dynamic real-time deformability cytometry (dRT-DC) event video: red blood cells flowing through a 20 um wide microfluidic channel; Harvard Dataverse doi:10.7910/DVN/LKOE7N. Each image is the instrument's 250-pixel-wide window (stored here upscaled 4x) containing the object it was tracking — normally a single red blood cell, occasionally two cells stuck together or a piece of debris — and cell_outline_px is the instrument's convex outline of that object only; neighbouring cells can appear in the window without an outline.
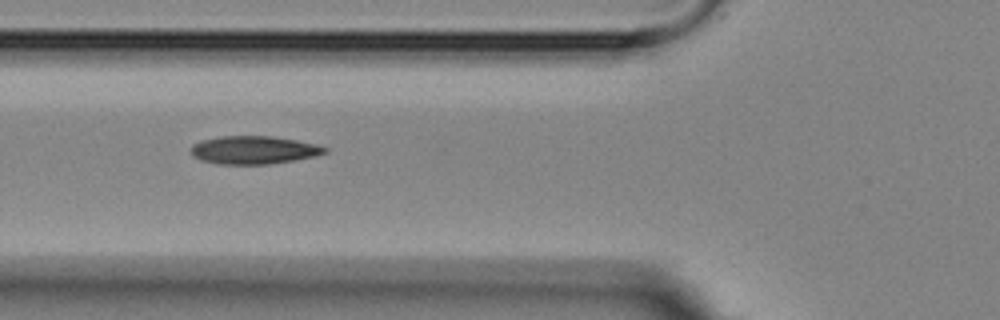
{"species": "Egyptian fruit bat (a non-hibernating species)", "species_latin": "Rousettus aegyptiacus", "temperature_condition": "room temperature", "stored_images_in_passage": 7, "camera_frame_rate_fps": 3000, "um_per_image_px": 0.085, "animal": {"sex": "female"}, "frame": {"image": 1, "passage_image": 6, "time_ms": 6.333, "image_size_px": [1000, 320], "cell_outline_px": [[328, 152], [312, 156], [272, 164], [216, 164], [200, 160], [192, 156], [192, 144], [200, 140], [220, 136], [272, 136], [296, 140], [316, 144], [328, 148]], "centroid_in_image_um": [21.53, 12.75], "position_along_channel_um": 104.3, "area_um2": 21.91}}
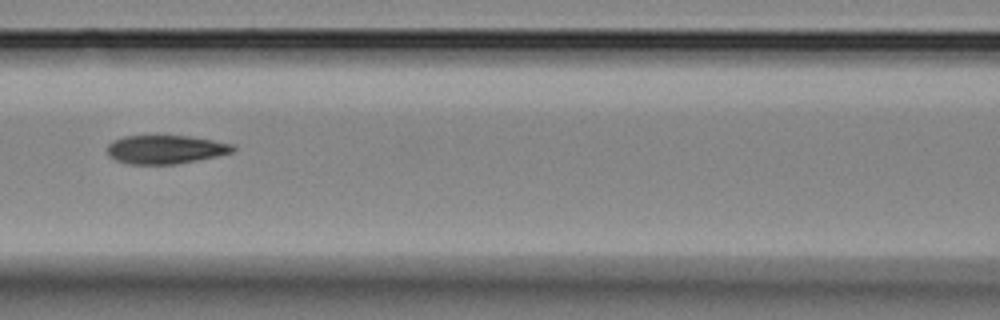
{"frame": {"image": 2, "passage_image": 7, "time_ms": 7.667, "image_size_px": [1000, 320], "cell_outline_px": [[236, 148], [232, 152], [216, 156], [176, 164], [128, 164], [116, 160], [108, 156], [108, 144], [112, 140], [124, 136], [156, 132], [188, 136], [236, 144]], "centroid_in_image_um": [14.03, 12.65], "position_along_channel_um": 152.6, "area_um2": 21.85}}